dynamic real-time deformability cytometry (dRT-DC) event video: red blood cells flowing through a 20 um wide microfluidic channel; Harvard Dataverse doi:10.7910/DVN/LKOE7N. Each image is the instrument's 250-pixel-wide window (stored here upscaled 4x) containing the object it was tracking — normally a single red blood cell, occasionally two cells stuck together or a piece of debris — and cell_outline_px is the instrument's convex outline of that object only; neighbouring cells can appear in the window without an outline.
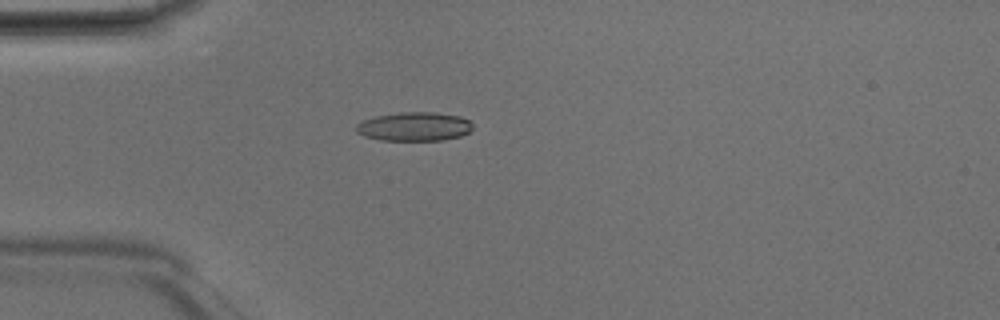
{"species": "Egyptian fruit bat (a non-hibernating species)", "species_latin": "Rousettus aegyptiacus", "temperature_condition": "room temperature", "stored_images_in_passage": 44, "camera_frame_rate_fps": 3000, "um_per_image_px": 0.085, "animal": {"sex": "male"}, "frame": {"image": 1, "passage_image": 9, "time_ms": 2.667, "image_size_px": [1000, 320], "cell_outline_px": [[472, 128], [468, 132], [460, 136], [440, 140], [384, 140], [368, 136], [356, 132], [356, 128], [364, 120], [380, 116], [408, 112], [428, 112], [456, 116], [468, 120], [472, 124]], "centroid_in_image_um": [35.26, 10.77], "position_along_channel_um": 49.7, "area_um2": 18.79}}
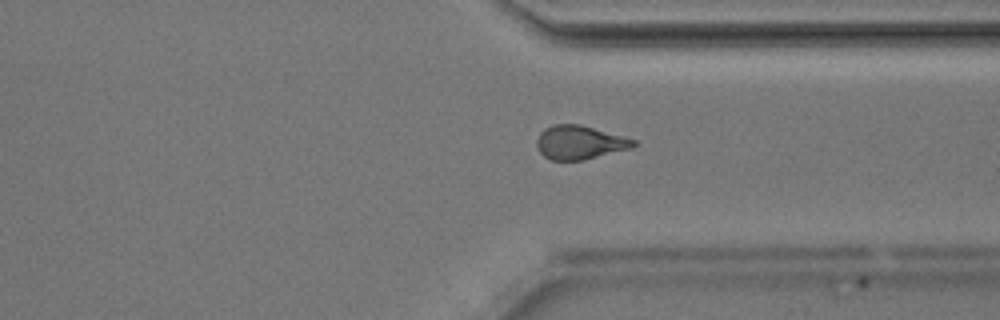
{"frame": {"image": 2, "passage_image": 32, "time_ms": 10.333, "image_size_px": [1000, 320], "cell_outline_px": [[636, 144], [628, 148], [580, 160], [552, 160], [544, 156], [540, 152], [536, 144], [536, 140], [540, 132], [556, 124], [580, 124], [636, 140]], "centroid_in_image_um": [49.22, 12.1], "position_along_channel_um": 362.2, "area_um2": 18.44}}
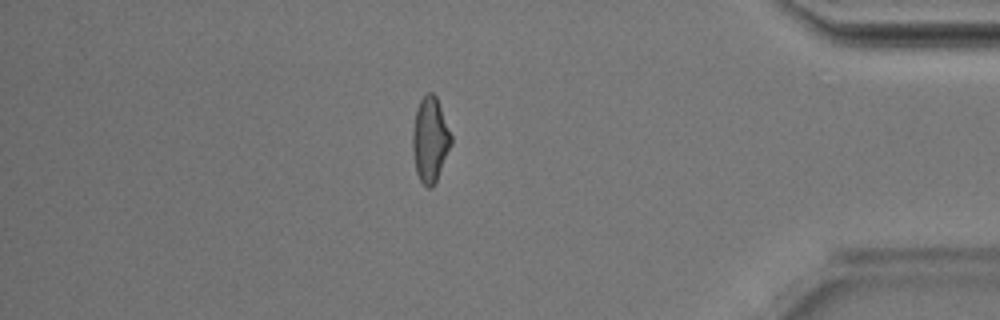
{"frame": {"image": 3, "passage_image": 37, "time_ms": 12.0, "image_size_px": [1000, 320], "cell_outline_px": [[452, 144], [436, 180], [428, 188], [420, 180], [416, 172], [412, 144], [412, 136], [416, 112], [420, 100], [428, 92], [432, 92], [436, 96], [452, 136]], "centroid_in_image_um": [36.57, 11.85], "position_along_channel_um": 398.6, "area_um2": 18.67}, "authors_computed_cell_mechanics": {"area_um2": 18.3804, "velocity_mm_per_s": 4.2334, "shape_relaxation_time_tau1_ms": 5.2164, "shape_relaxation_time_tau2_ms": 1.3224, "deformation_change_tau1": 0.1706, "deformation_change_tau2": 0.084}}